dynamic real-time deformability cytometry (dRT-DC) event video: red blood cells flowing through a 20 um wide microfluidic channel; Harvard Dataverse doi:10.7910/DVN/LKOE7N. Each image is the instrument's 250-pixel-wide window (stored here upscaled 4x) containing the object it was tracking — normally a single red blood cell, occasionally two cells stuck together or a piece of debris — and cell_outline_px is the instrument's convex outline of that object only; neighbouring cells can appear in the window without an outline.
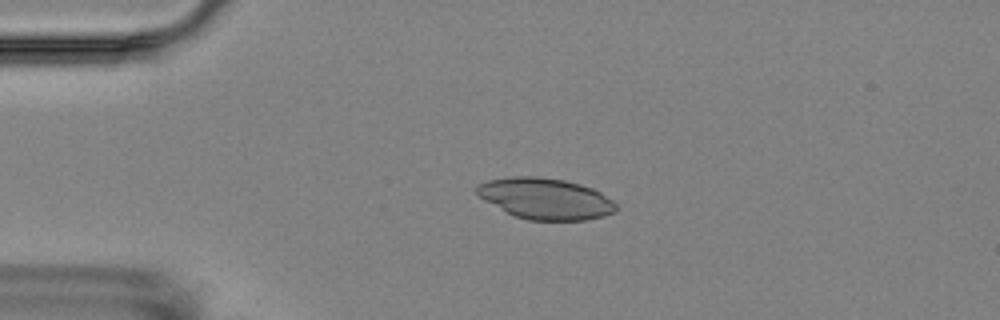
{"species": "Egyptian fruit bat (a non-hibernating species)", "species_latin": "Rousettus aegyptiacus", "temperature_condition": "room temperature", "stored_images_in_passage": 3, "camera_frame_rate_fps": 3000, "um_per_image_px": 0.085, "animal": {"sex": "female"}, "frame": {"image": 1, "passage_image": 2, "time_ms": 1.333, "image_size_px": [1000, 320], "cell_outline_px": [[616, 212], [604, 216], [584, 220], [528, 220], [516, 216], [484, 200], [476, 192], [476, 188], [480, 184], [488, 180], [512, 176], [536, 176], [564, 180], [580, 184], [592, 188], [600, 192], [612, 200], [616, 204]], "centroid_in_image_um": [46.39, 16.88], "position_along_channel_um": 38.6, "area_um2": 33.12}}